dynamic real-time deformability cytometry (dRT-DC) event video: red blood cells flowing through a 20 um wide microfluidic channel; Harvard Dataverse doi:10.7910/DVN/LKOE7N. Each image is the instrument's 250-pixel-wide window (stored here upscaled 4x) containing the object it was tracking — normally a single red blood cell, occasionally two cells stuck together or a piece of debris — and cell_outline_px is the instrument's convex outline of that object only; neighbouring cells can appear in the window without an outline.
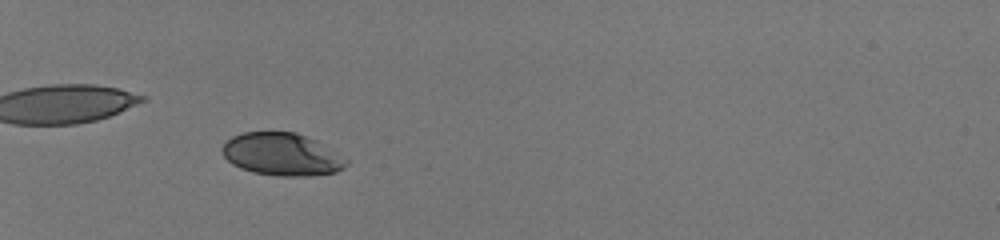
{"species": "human", "species_latin": "Homo sapiens", "temperature_condition": "room temperature", "stored_images_in_passage": 54, "camera_frame_rate_fps": 3000, "um_per_image_px": 0.085, "donor": {"sex": "male"}, "frame": {"image": 1, "passage_image": 20, "time_ms": 6.333, "image_size_px": [1000, 240], "cell_outline_px": [[348, 164], [344, 168], [336, 172], [308, 176], [280, 176], [252, 172], [240, 168], [232, 164], [224, 156], [220, 148], [232, 136], [244, 132], [296, 132], [308, 136], [316, 140], [348, 160]], "centroid_in_image_um": [23.95, 13.12], "position_along_channel_um": 61.0, "area_um2": 30.81}}
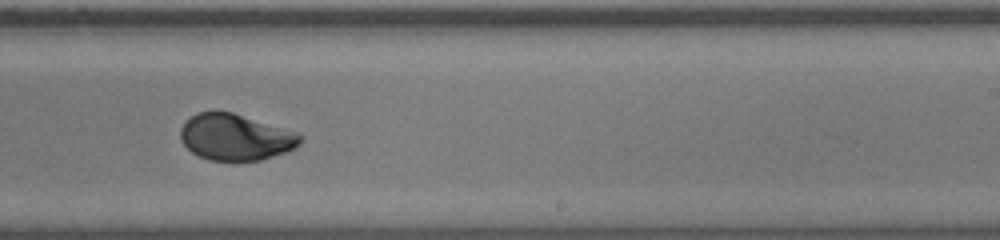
{"frame": {"image": 2, "passage_image": 38, "time_ms": 12.333, "image_size_px": [1000, 240], "cell_outline_px": [[304, 136], [300, 144], [296, 148], [260, 160], [208, 160], [192, 152], [180, 140], [180, 128], [196, 112], [232, 112], [300, 132]], "centroid_in_image_um": [20.06, 11.65], "position_along_channel_um": 268.9, "area_um2": 32.31}}
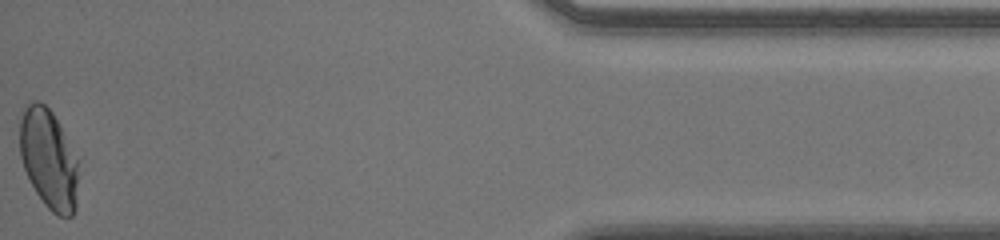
{"frame": {"image": 3, "passage_image": 54, "time_ms": 17.667, "image_size_px": [1000, 240], "cell_outline_px": [[80, 160], [76, 208], [72, 216], [56, 216], [44, 204], [36, 192], [24, 168], [20, 156], [20, 120], [24, 108], [32, 100], [40, 100], [52, 112]], "centroid_in_image_um": [4.18, 13.53], "position_along_channel_um": 431.0, "area_um2": 34.56}, "authors_computed_cell_mechanics": {"area_um2": 32.7726, "velocity_mm_per_s": 4.0457, "shape_relaxation_time_tau1_ms": 3.8621, "shape_relaxation_time_tau2_ms": null, "deformation_change_tau1": 0.1521, "deformation_change_tau2": null}}